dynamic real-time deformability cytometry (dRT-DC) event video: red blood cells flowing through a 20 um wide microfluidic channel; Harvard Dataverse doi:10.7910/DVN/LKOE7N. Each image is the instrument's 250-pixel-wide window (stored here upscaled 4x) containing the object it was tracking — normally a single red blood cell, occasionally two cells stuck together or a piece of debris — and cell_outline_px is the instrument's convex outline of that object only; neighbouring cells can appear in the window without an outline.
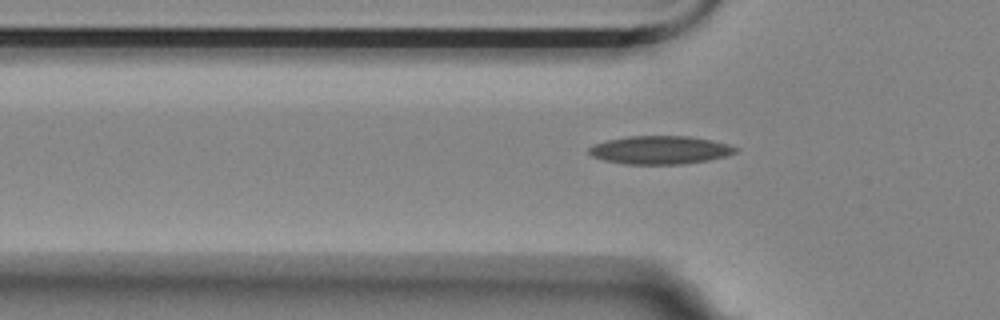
{"species": "Egyptian fruit bat (a non-hibernating species)", "species_latin": "Rousettus aegyptiacus", "temperature_condition": "room temperature", "stored_images_in_passage": 40, "camera_frame_rate_fps": 3000, "um_per_image_px": 0.085, "animal": {"sex": "female"}, "frame": {"image": 1, "passage_image": 9, "time_ms": 2.667, "image_size_px": [1000, 320], "cell_outline_px": [[740, 148], [736, 152], [724, 156], [708, 160], [680, 164], [624, 164], [604, 160], [592, 156], [588, 152], [588, 148], [596, 144], [608, 140], [628, 136], [688, 136], [712, 140], [728, 144]], "centroid_in_image_um": [56.11, 12.75], "position_along_channel_um": 69.7, "area_um2": 23.99}}
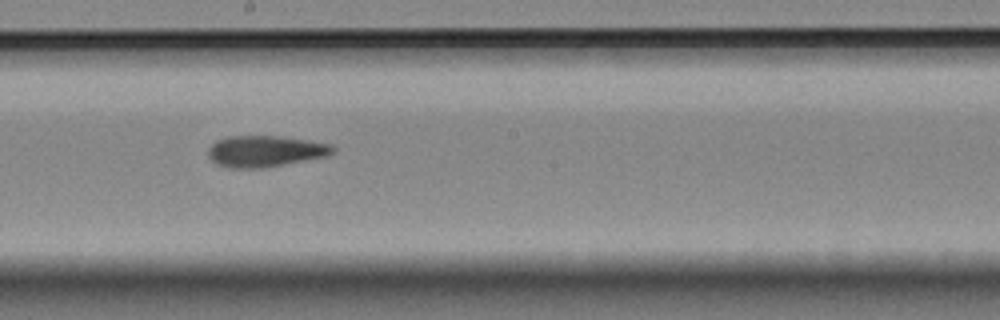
{"frame": {"image": 2, "passage_image": 22, "time_ms": 7.0, "image_size_px": [1000, 320], "cell_outline_px": [[336, 152], [328, 156], [260, 168], [228, 168], [216, 164], [208, 156], [208, 148], [216, 140], [228, 136], [276, 136], [308, 140], [332, 144], [336, 148]], "centroid_in_image_um": [22.55, 12.85], "position_along_channel_um": 225.7, "area_um2": 22.77}}
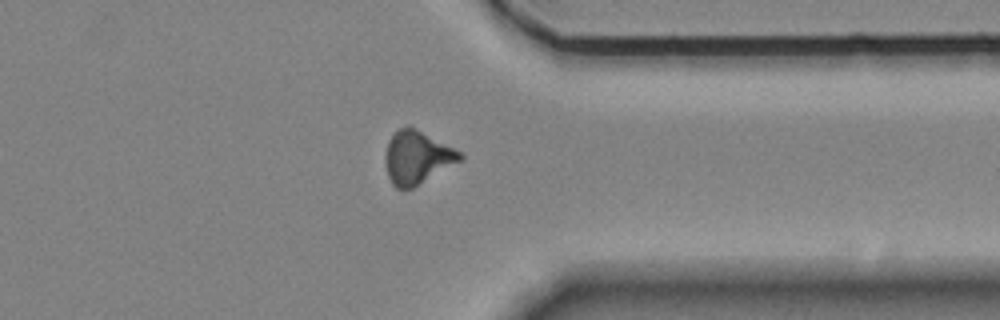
{"frame": {"image": 3, "passage_image": 35, "time_ms": 11.333, "image_size_px": [1000, 320], "cell_outline_px": [[464, 160], [412, 188], [396, 188], [392, 184], [388, 176], [384, 160], [384, 156], [388, 140], [400, 128], [408, 124], [460, 152], [464, 156]], "centroid_in_image_um": [35.44, 13.39], "position_along_channel_um": 376.0, "area_um2": 23.06}}